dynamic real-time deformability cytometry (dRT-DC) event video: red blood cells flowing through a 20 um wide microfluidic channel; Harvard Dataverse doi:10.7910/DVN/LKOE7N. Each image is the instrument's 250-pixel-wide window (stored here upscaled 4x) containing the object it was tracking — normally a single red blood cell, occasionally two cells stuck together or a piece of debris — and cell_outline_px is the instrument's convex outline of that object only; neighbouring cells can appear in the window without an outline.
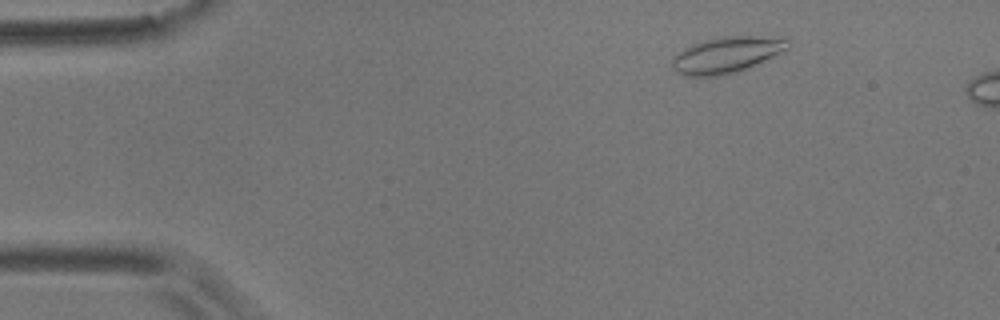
{"species": "common noctule bat (a hibernating species)", "species_latin": "Nyctalus noctula", "temperature_condition": "room temperature", "stored_images_in_passage": 10, "camera_frame_rate_fps": 3000, "um_per_image_px": 0.085, "animal": {"sex": "male", "body_mass_g": 17.9}, "frame": {"image": 1, "passage_image": 6, "time_ms": 1.667, "image_size_px": [1000, 320], "cell_outline_px": [[788, 48], [748, 68], [736, 72], [716, 76], [684, 76], [676, 72], [672, 68], [672, 56], [684, 48], [692, 44], [704, 40], [724, 36], [752, 36], [788, 40]], "centroid_in_image_um": [61.65, 4.68], "position_along_channel_um": 23.3, "area_um2": 23.93}}